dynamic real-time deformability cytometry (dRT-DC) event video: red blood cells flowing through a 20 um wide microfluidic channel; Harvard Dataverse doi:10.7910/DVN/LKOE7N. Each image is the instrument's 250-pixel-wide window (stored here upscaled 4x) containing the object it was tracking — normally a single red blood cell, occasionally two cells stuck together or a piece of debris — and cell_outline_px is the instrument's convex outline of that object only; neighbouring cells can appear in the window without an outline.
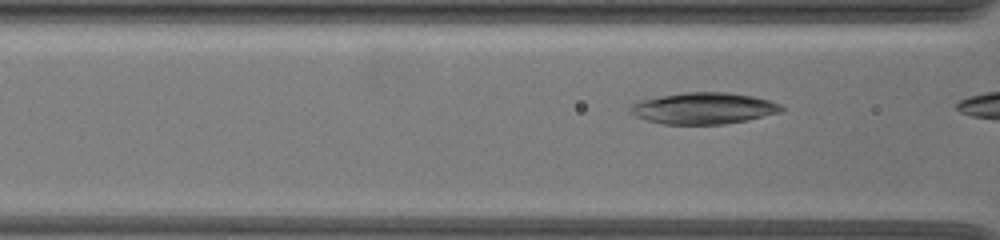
{"species": "common noctule bat (a hibernating species)", "species_latin": "Nyctalus noctula", "temperature_condition": "warm", "stored_images_in_passage": 13, "camera_frame_rate_fps": 3000, "um_per_image_px": 0.085, "animal": {"sex": "female", "body_mass_g": 19.5, "forearm_length_mm": 54.1}, "frame": {"image": 1, "passage_image": 10, "time_ms": 3.0, "image_size_px": [1000, 240], "cell_outline_px": [[784, 108], [780, 112], [748, 120], [724, 124], [664, 124], [648, 120], [636, 116], [628, 112], [628, 108], [632, 104], [640, 100], [660, 96], [684, 92], [728, 92], [752, 96], [768, 100], [780, 104]], "centroid_in_image_um": [59.78, 9.2], "position_along_channel_um": 106.8, "area_um2": 27.63}}